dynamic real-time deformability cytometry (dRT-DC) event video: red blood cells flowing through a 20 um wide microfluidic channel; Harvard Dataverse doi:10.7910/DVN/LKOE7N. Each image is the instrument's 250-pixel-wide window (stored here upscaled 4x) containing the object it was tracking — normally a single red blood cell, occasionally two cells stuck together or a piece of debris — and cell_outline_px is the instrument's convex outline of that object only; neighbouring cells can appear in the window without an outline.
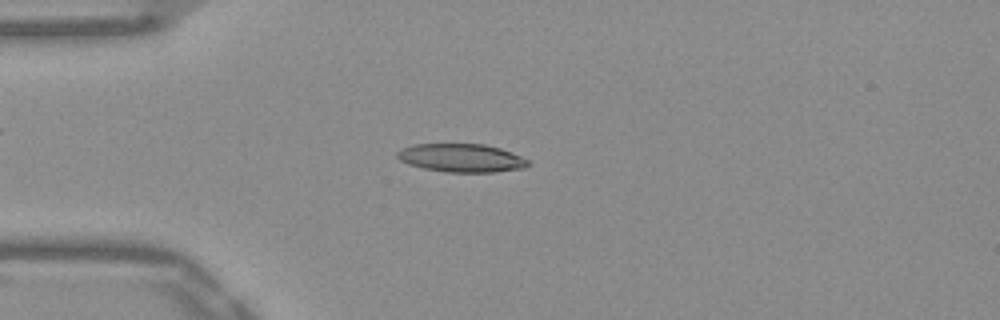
{"species": "Egyptian fruit bat (a non-hibernating species)", "species_latin": "Rousettus aegyptiacus", "temperature_condition": "warm", "stored_images_in_passage": 51, "camera_frame_rate_fps": 3000, "um_per_image_px": 0.085, "frame": {"image": 1, "passage_image": 13, "time_ms": 4.0, "image_size_px": [1000, 320], "cell_outline_px": [[528, 164], [524, 168], [492, 172], [444, 172], [424, 168], [408, 164], [400, 160], [396, 156], [396, 152], [400, 148], [412, 144], [484, 144], [500, 148], [512, 152], [528, 160]], "centroid_in_image_um": [39.17, 13.42], "position_along_channel_um": 45.8, "area_um2": 21.62}}
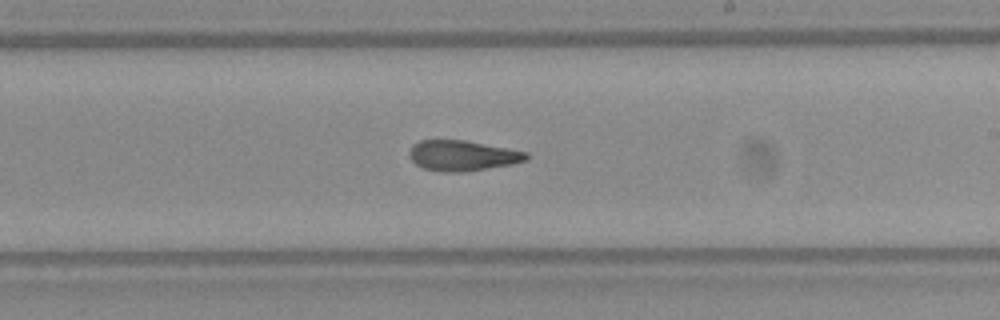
{"frame": {"image": 2, "passage_image": 30, "time_ms": 9.667, "image_size_px": [1000, 320], "cell_outline_px": [[528, 160], [512, 164], [464, 172], [440, 172], [424, 168], [416, 164], [412, 160], [408, 152], [412, 144], [420, 140], [464, 140], [528, 152]], "centroid_in_image_um": [39.29, 13.23], "position_along_channel_um": 249.7, "area_um2": 20.75}}
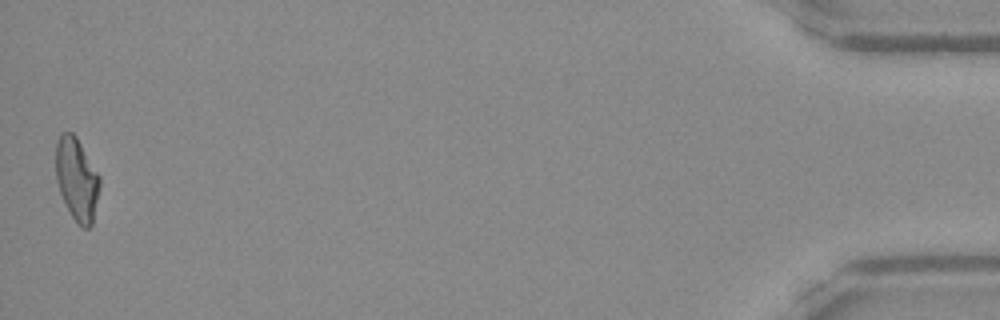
{"frame": {"image": 3, "passage_image": 51, "time_ms": 16.667, "image_size_px": [1000, 320], "cell_outline_px": [[100, 184], [92, 224], [88, 228], [84, 228], [76, 224], [60, 192], [56, 180], [56, 144], [60, 132], [72, 132], [76, 136], [100, 176]], "centroid_in_image_um": [6.52, 15.21], "position_along_channel_um": 428.7, "area_um2": 21.04}, "authors_computed_cell_mechanics": {"area_um2": 21.1548, "velocity_mm_per_s": 3.8926, "shape_relaxation_time_tau1_ms": 8.0419, "shape_relaxation_time_tau2_ms": 3.0292, "deformation_change_tau1": 0.2477, "deformation_change_tau2": 0.1274}}